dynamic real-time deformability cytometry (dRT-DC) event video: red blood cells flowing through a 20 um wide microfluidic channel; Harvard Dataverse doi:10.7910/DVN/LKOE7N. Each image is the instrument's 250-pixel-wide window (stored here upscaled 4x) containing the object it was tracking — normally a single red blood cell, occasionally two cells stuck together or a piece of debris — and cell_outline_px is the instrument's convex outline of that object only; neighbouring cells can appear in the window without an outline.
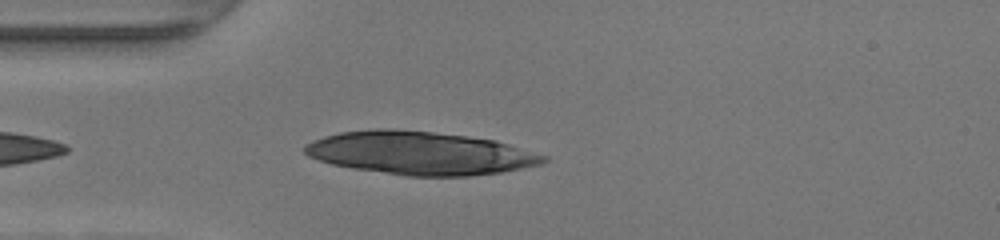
{"species": "human", "species_latin": "Homo sapiens", "temperature_condition": "warm", "stored_images_in_passage": 35, "camera_frame_rate_fps": 3000, "um_per_image_px": 0.085, "donor": {"sex": "female"}, "frame": {"image": 1, "passage_image": 3, "time_ms": 0.667, "image_size_px": [1000, 240], "cell_outline_px": [[548, 160], [544, 164], [500, 172], [472, 176], [408, 176], [352, 168], [332, 164], [308, 156], [304, 152], [304, 144], [312, 140], [324, 136], [340, 132], [372, 128], [392, 128], [432, 132], [468, 136], [496, 140], [548, 156]], "centroid_in_image_um": [35.71, 13.0], "position_along_channel_um": 49.3, "area_um2": 60.29}}